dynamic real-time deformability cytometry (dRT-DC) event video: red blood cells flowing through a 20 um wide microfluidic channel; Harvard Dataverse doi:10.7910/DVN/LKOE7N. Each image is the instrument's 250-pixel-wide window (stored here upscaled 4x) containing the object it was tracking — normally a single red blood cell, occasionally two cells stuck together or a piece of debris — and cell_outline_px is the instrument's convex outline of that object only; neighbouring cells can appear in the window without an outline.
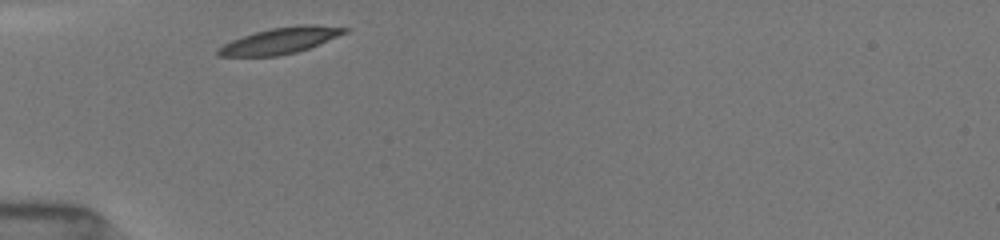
{"species": "common noctule bat (a hibernating species)", "species_latin": "Nyctalus noctula", "temperature_condition": "room temperature", "stored_images_in_passage": 21, "camera_frame_rate_fps": 3000, "um_per_image_px": 0.085, "animal": {"sex": "female", "body_mass_g": 19.5, "forearm_length_mm": 54.1}, "frame": {"image": 1, "passage_image": 1, "time_ms": 0.0, "image_size_px": [1000, 240], "cell_outline_px": [[348, 32], [308, 48], [296, 52], [276, 56], [220, 56], [216, 52], [224, 44], [232, 40], [256, 32], [272, 28], [300, 24], [316, 24], [348, 28]], "centroid_in_image_um": [23.86, 3.44], "position_along_channel_um": 61.1, "area_um2": 18.96}}
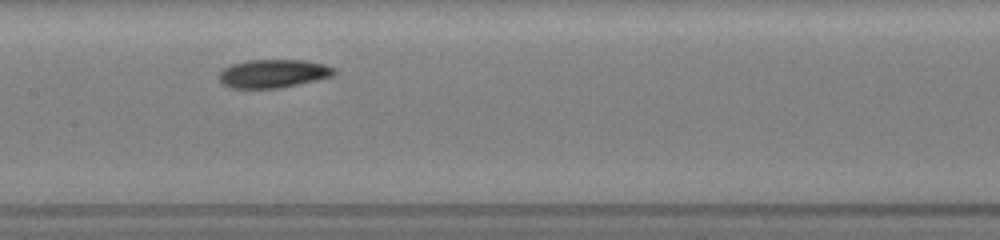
{"frame": {"image": 2, "passage_image": 8, "time_ms": 3.333, "image_size_px": [1000, 240], "cell_outline_px": [[336, 72], [332, 76], [316, 80], [280, 88], [228, 88], [220, 80], [220, 72], [224, 68], [232, 64], [248, 60], [304, 60], [324, 64], [336, 68]], "centroid_in_image_um": [23.24, 6.25], "position_along_channel_um": 184.2, "area_um2": 18.96}}
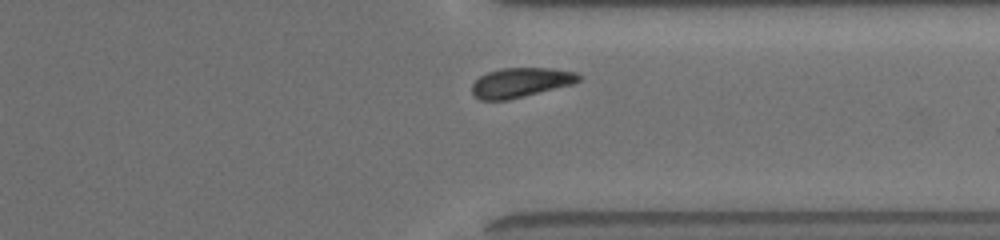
{"frame": {"image": 3, "passage_image": 19, "time_ms": 8.0, "image_size_px": [1000, 240], "cell_outline_px": [[584, 76], [580, 80], [572, 84], [508, 100], [480, 100], [472, 92], [472, 84], [480, 76], [488, 72], [500, 68], [552, 68], [576, 72]], "centroid_in_image_um": [44.28, 7.0], "position_along_channel_um": 367.1, "area_um2": 18.38}, "authors_computed_cell_mechanics": {"area_um2": 18.9584, "velocity_mm_per_s": 3.9082, "shape_relaxation_time_tau1_ms": 2.1015, "shape_relaxation_time_tau2_ms": null, "deformation_change_tau1": 0.1011, "deformation_change_tau2": null}}